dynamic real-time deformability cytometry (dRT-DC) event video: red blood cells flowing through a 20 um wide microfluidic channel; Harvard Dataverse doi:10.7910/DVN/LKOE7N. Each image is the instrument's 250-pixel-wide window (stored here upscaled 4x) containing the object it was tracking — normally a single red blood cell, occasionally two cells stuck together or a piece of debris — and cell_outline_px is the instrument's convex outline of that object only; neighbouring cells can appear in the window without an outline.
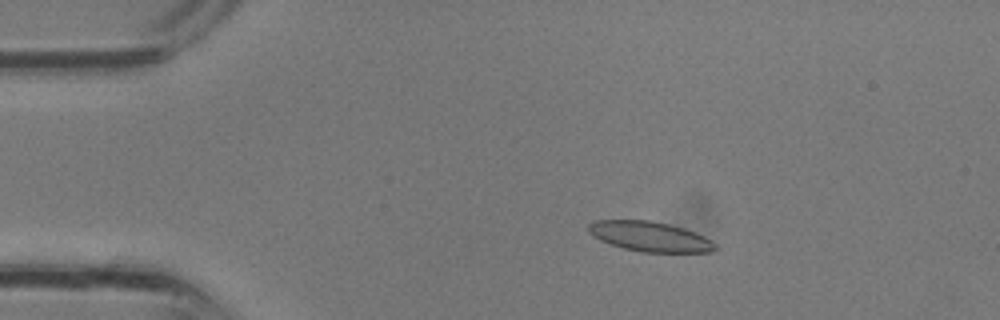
{"species": "common noctule bat (a hibernating species)", "species_latin": "Nyctalus noctula", "temperature_condition": "room temperature", "stored_images_in_passage": 12, "camera_frame_rate_fps": 3000, "um_per_image_px": 0.085, "animal": {"sex": "male", "body_mass_g": 13.3}, "frame": {"image": 1, "passage_image": 6, "time_ms": 1.667, "image_size_px": [1000, 320], "cell_outline_px": [[716, 248], [712, 252], [640, 252], [624, 248], [600, 240], [588, 232], [588, 224], [596, 220], [648, 220], [668, 224], [684, 228], [704, 236], [712, 240], [716, 244]], "centroid_in_image_um": [55.25, 20.1], "position_along_channel_um": 29.8, "area_um2": 22.02}}
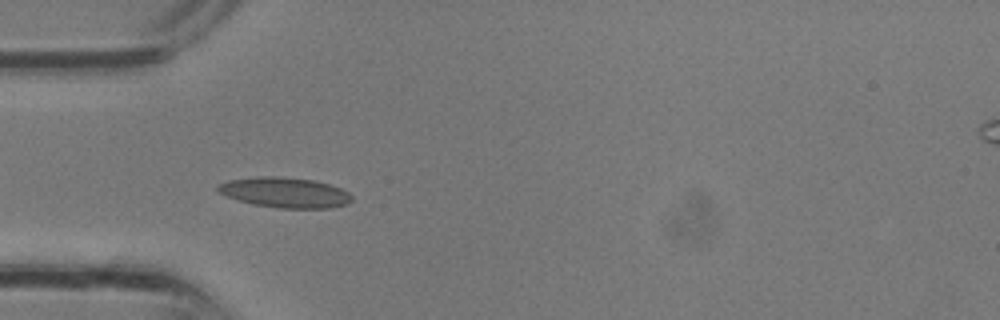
{"frame": {"image": 2, "passage_image": 10, "time_ms": 3.0, "image_size_px": [1000, 320], "cell_outline_px": [[352, 200], [348, 204], [328, 208], [280, 208], [256, 204], [240, 200], [228, 196], [220, 192], [216, 188], [216, 184], [228, 180], [256, 176], [280, 176], [316, 180], [340, 188], [348, 192], [352, 196]], "centroid_in_image_um": [24.23, 16.34], "position_along_channel_um": 60.8, "area_um2": 23.58}}
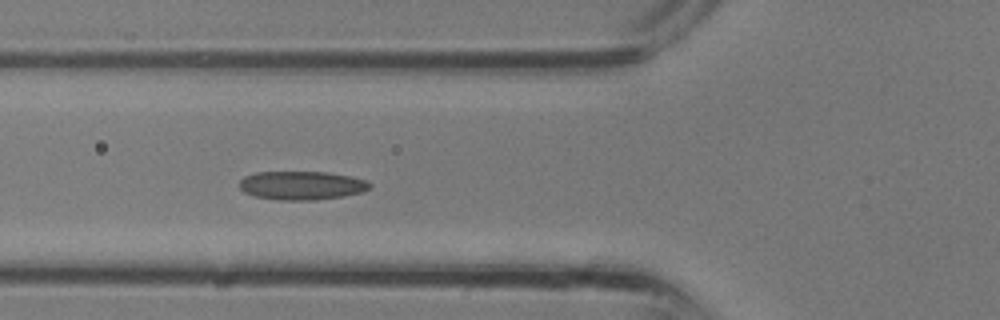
{"frame": {"image": 3, "passage_image": 12, "time_ms": 3.667, "image_size_px": [1000, 320], "cell_outline_px": [[372, 184], [368, 188], [360, 192], [344, 196], [316, 200], [276, 200], [256, 196], [244, 192], [240, 188], [240, 180], [244, 176], [256, 172], [328, 172], [368, 180]], "centroid_in_image_um": [25.63, 15.76], "position_along_channel_um": 100.2, "area_um2": 21.73}}